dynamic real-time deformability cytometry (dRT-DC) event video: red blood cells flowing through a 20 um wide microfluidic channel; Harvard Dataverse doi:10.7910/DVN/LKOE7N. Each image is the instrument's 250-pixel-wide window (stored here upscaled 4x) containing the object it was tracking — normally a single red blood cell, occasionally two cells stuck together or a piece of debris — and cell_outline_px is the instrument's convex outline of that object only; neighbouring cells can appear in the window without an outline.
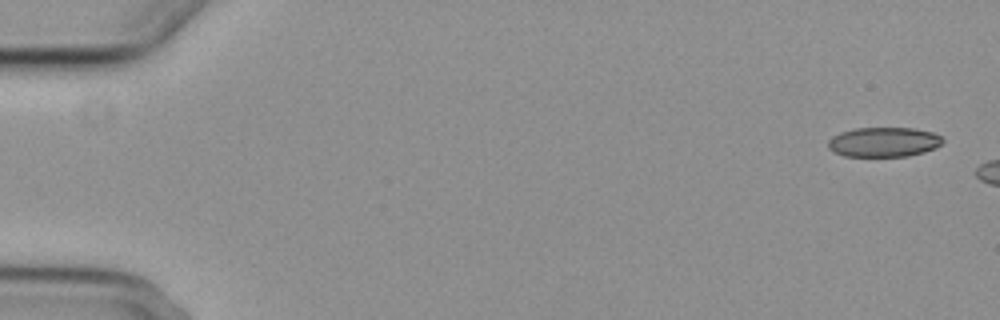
{"species": "common noctule bat (a hibernating species)", "species_latin": "Nyctalus noctula", "temperature_condition": "cold", "stored_images_in_passage": 3, "camera_frame_rate_fps": 3000, "um_per_image_px": 0.085, "animal": {"sex": "female", "body_mass_g": 29.2, "forearm_length_mm": 56.3}, "frame": {"image": 1, "passage_image": 1, "time_ms": 0.0, "image_size_px": [1000, 320], "cell_outline_px": [[944, 140], [936, 148], [924, 152], [908, 156], [844, 156], [832, 152], [828, 148], [828, 140], [832, 136], [840, 132], [856, 128], [912, 128], [932, 132], [940, 136]], "centroid_in_image_um": [75.09, 12.08], "position_along_channel_um": 9.9, "area_um2": 19.88}}